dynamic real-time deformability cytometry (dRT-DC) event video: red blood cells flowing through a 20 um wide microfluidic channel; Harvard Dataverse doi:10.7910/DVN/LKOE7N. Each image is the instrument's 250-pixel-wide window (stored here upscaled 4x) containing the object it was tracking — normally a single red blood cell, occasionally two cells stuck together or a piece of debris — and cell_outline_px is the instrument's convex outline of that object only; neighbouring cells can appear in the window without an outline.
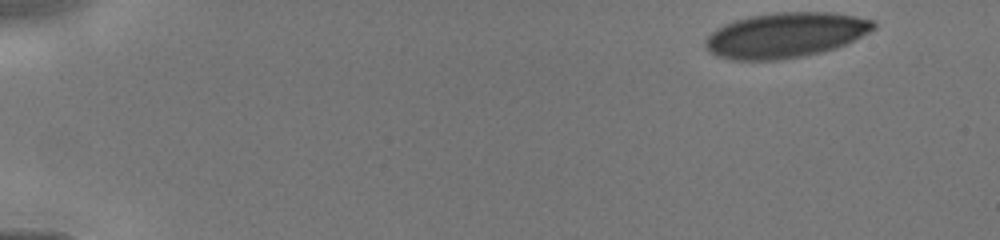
{"species": "human", "species_latin": "Homo sapiens", "temperature_condition": "cold", "stored_images_in_passage": 14, "camera_frame_rate_fps": 3000, "um_per_image_px": 0.085, "donor": {"sex": "male"}, "frame": {"image": 1, "passage_image": 1, "time_ms": 0.0, "image_size_px": [1000, 240], "cell_outline_px": [[876, 28], [836, 48], [820, 52], [800, 56], [776, 60], [732, 60], [716, 56], [708, 52], [704, 44], [704, 40], [716, 28], [724, 24], [748, 16], [776, 12], [832, 12], [876, 20]], "centroid_in_image_um": [66.73, 2.98], "position_along_channel_um": 18.3, "area_um2": 44.22}}
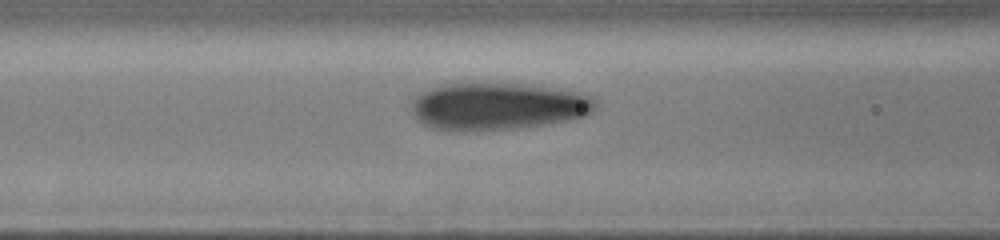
{"frame": {"image": 2, "passage_image": 12, "time_ms": 5.333, "image_size_px": [1000, 240], "cell_outline_px": [[596, 108], [592, 112], [584, 116], [568, 120], [516, 128], [460, 132], [448, 132], [432, 128], [420, 124], [416, 120], [412, 112], [412, 104], [416, 96], [432, 88], [444, 84], [524, 84], [556, 88], [580, 92], [592, 96], [596, 100]], "centroid_in_image_um": [42.29, 9.06], "position_along_channel_um": 124.3, "area_um2": 50.86}}
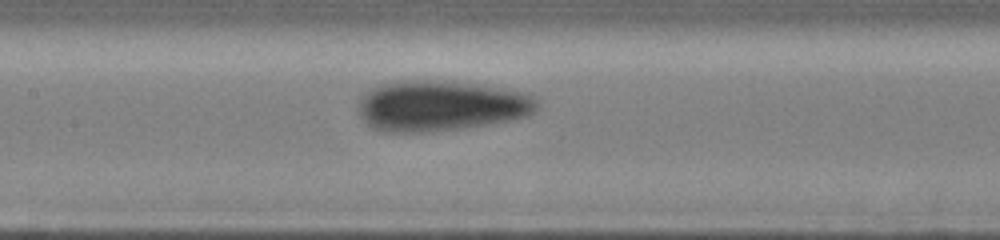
{"frame": {"image": 3, "passage_image": 14, "time_ms": 6.333, "image_size_px": [1000, 240], "cell_outline_px": [[536, 108], [528, 116], [508, 120], [460, 128], [424, 132], [384, 132], [372, 128], [360, 116], [360, 100], [364, 92], [368, 88], [392, 80], [456, 80], [528, 92], [536, 100]], "centroid_in_image_um": [37.43, 8.95], "position_along_channel_um": 170.0, "area_um2": 53.12}}